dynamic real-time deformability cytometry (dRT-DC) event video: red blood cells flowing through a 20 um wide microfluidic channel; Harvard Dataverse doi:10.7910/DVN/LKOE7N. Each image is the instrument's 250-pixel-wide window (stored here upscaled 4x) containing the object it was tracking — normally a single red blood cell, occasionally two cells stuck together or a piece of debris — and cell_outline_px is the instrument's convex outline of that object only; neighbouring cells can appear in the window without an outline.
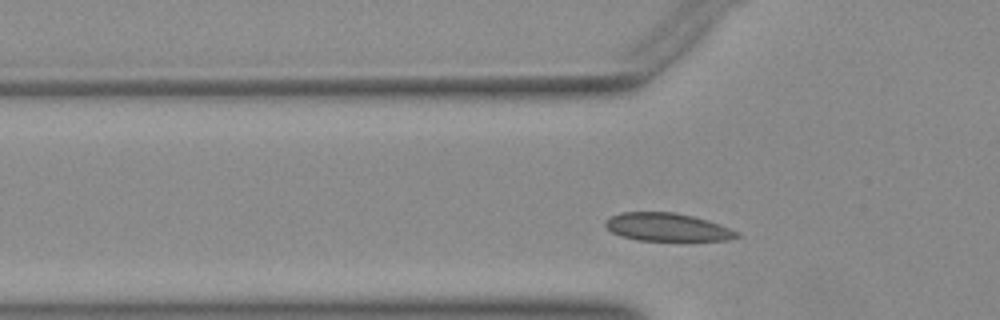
{"species": "Egyptian fruit bat (a non-hibernating species)", "species_latin": "Rousettus aegyptiacus", "temperature_condition": "warm", "stored_images_in_passage": 30, "camera_frame_rate_fps": 3000, "um_per_image_px": 0.085, "animal": {"sex": "female"}, "frame": {"image": 1, "passage_image": 4, "time_ms": 1.0, "image_size_px": [1000, 320], "cell_outline_px": [[740, 236], [728, 240], [636, 240], [620, 236], [612, 232], [604, 224], [604, 220], [620, 212], [672, 212], [692, 216], [708, 220], [740, 232]], "centroid_in_image_um": [56.7, 19.3], "position_along_channel_um": 69.1, "area_um2": 21.39}}
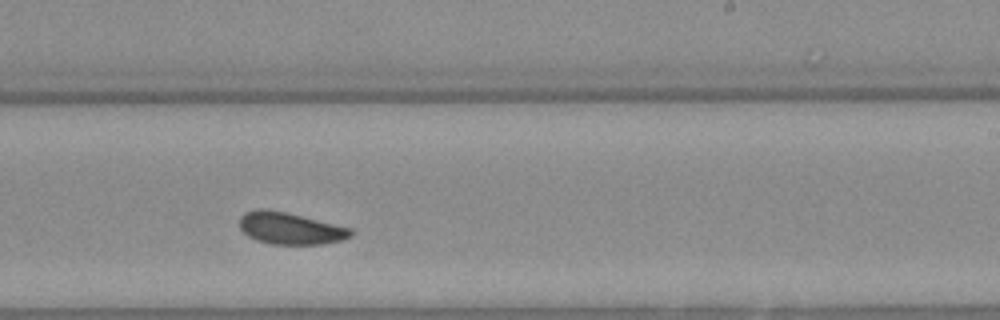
{"frame": {"image": 2, "passage_image": 19, "time_ms": 6.0, "image_size_px": [1000, 320], "cell_outline_px": [[356, 232], [352, 236], [344, 240], [320, 244], [272, 244], [256, 240], [248, 236], [240, 228], [240, 216], [244, 212], [260, 208], [264, 208], [288, 212], [352, 228]], "centroid_in_image_um": [24.7, 19.4], "position_along_channel_um": 264.3, "area_um2": 20.98}}
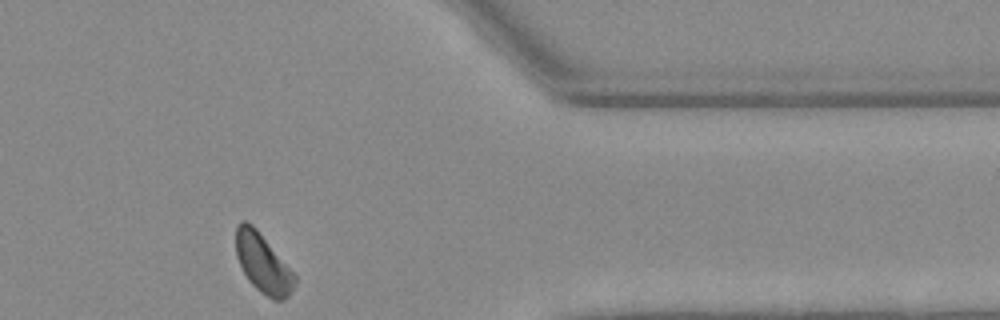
{"frame": {"image": 3, "passage_image": 30, "time_ms": 9.667, "image_size_px": [1000, 320], "cell_outline_px": [[296, 284], [292, 292], [284, 300], [272, 300], [260, 292], [248, 280], [236, 256], [236, 228], [244, 220], [252, 224], [256, 228], [296, 276]], "centroid_in_image_um": [22.36, 22.42], "position_along_channel_um": 389.0, "area_um2": 20.0}}